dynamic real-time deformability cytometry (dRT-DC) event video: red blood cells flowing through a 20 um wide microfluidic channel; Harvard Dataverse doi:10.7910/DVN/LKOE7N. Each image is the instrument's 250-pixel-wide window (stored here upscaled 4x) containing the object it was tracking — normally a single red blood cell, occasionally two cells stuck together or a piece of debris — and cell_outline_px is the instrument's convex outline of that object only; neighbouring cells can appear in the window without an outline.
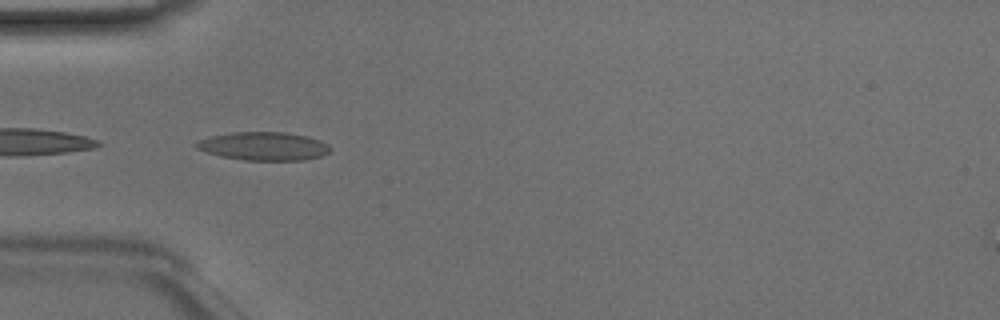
{"species": "Egyptian fruit bat (a non-hibernating species)", "species_latin": "Rousettus aegyptiacus", "temperature_condition": "room temperature", "stored_images_in_passage": 20, "camera_frame_rate_fps": 3000, "um_per_image_px": 0.085, "animal": {"sex": "male"}, "frame": {"image": 1, "passage_image": 1, "time_ms": 0.0, "image_size_px": [1000, 320], "cell_outline_px": [[332, 148], [328, 152], [320, 156], [304, 160], [244, 160], [220, 156], [196, 148], [192, 144], [196, 140], [212, 136], [232, 132], [284, 132], [308, 136], [320, 140], [328, 144]], "centroid_in_image_um": [22.39, 12.42], "position_along_channel_um": 62.6, "area_um2": 22.2}}